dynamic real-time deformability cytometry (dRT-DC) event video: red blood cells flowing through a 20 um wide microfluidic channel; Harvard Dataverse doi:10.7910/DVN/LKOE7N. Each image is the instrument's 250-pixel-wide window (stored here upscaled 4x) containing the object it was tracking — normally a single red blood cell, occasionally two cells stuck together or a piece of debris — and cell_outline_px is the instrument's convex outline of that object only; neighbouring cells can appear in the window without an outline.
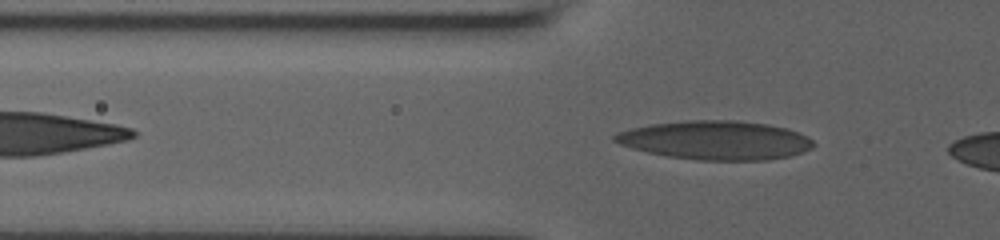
{"species": "human", "species_latin": "Homo sapiens", "temperature_condition": "room temperature", "stored_images_in_passage": 6, "camera_frame_rate_fps": 3000, "um_per_image_px": 0.085, "donor": {"sex": "male"}, "frame": {"image": 1, "passage_image": 2, "time_ms": 0.333, "image_size_px": [1000, 240], "cell_outline_px": [[816, 144], [812, 148], [788, 156], [768, 160], [696, 160], [668, 156], [648, 152], [632, 148], [620, 144], [612, 140], [612, 136], [616, 132], [632, 128], [652, 124], [684, 120], [736, 120], [768, 124], [788, 128], [808, 136]], "centroid_in_image_um": [60.83, 11.91], "position_along_channel_um": 65.0, "area_um2": 45.08}}
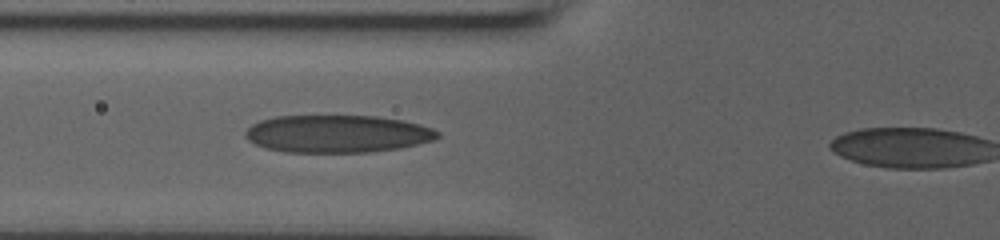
{"frame": {"image": 2, "passage_image": 5, "time_ms": 1.333, "image_size_px": [1000, 240], "cell_outline_px": [[440, 136], [432, 140], [400, 148], [368, 152], [284, 152], [268, 148], [256, 144], [248, 140], [244, 136], [244, 132], [252, 124], [260, 120], [276, 116], [376, 116], [404, 120], [420, 124], [432, 128], [440, 132]], "centroid_in_image_um": [28.67, 11.37], "position_along_channel_um": 97.1, "area_um2": 42.08}}